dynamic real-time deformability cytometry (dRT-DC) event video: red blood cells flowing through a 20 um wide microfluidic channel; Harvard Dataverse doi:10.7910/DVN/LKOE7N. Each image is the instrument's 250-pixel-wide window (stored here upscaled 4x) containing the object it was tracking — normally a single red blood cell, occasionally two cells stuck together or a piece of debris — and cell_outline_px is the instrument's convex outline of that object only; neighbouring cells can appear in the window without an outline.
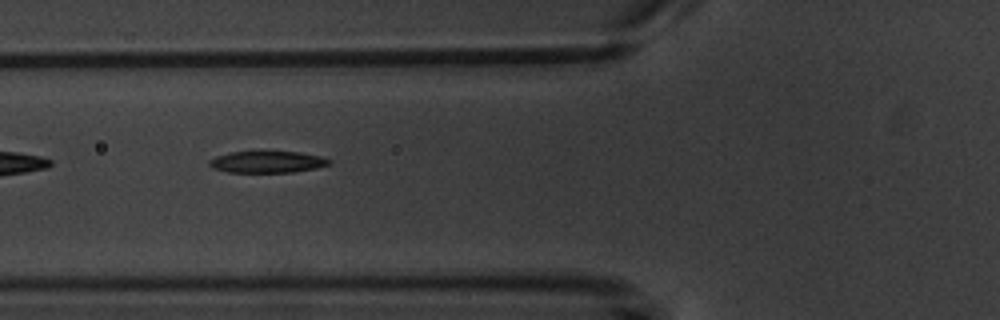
{"species": "common noctule bat (a hibernating species)", "species_latin": "Nyctalus noctula", "temperature_condition": "warm", "stored_images_in_passage": 8, "camera_frame_rate_fps": 3000, "um_per_image_px": 0.085, "animal": {"sex": "male", "body_mass_g": 20.1, "forearm_length_mm": 53.5}, "frame": {"image": 1, "passage_image": 7, "time_ms": 7.0, "image_size_px": [1000, 320], "cell_outline_px": [[332, 164], [316, 168], [292, 172], [228, 172], [212, 168], [208, 164], [208, 160], [216, 156], [232, 152], [252, 148], [260, 148], [300, 152], [324, 156], [332, 160]], "centroid_in_image_um": [22.73, 13.7], "position_along_channel_um": 103.1, "area_um2": 16.3}}
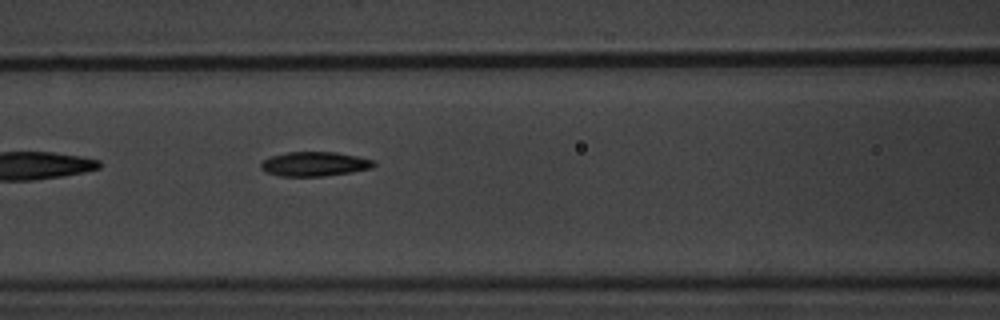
{"frame": {"image": 2, "passage_image": 8, "time_ms": 8.0, "image_size_px": [1000, 320], "cell_outline_px": [[376, 164], [372, 168], [352, 172], [324, 176], [280, 176], [268, 172], [260, 168], [260, 164], [264, 160], [272, 156], [288, 152], [336, 152], [376, 160]], "centroid_in_image_um": [26.78, 13.94], "position_along_channel_um": 139.8, "area_um2": 16.01}}